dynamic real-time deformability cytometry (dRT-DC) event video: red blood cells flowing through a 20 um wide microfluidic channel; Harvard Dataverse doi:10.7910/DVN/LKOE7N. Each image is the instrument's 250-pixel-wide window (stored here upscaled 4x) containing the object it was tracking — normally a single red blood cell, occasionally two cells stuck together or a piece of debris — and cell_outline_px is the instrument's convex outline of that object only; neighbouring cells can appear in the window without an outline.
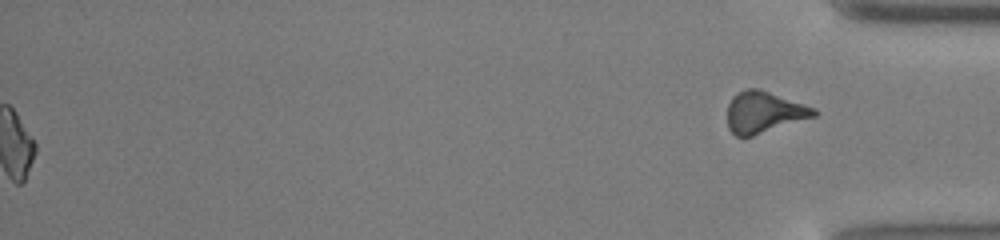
{"species": "common noctule bat (a hibernating species)", "species_latin": "Nyctalus noctula", "temperature_condition": "cold", "stored_images_in_passage": 49, "segment_of_instrument_passage": [2, 2], "camera_frame_rate_fps": 3000, "um_per_image_px": 0.085, "animal": {"sex": "male", "body_mass_g": 13.0, "forearm_length_mm": 53.1}, "frame": {"image": 1, "passage_image": 49, "time_ms": 16.0, "image_size_px": [1000, 240], "cell_outline_px": [[820, 112], [816, 116], [752, 136], [736, 136], [728, 128], [728, 104], [732, 96], [736, 92], [748, 88], [760, 88], [816, 108]], "centroid_in_image_um": [64.95, 9.52], "position_along_channel_um": 370.2, "area_um2": 21.04}}